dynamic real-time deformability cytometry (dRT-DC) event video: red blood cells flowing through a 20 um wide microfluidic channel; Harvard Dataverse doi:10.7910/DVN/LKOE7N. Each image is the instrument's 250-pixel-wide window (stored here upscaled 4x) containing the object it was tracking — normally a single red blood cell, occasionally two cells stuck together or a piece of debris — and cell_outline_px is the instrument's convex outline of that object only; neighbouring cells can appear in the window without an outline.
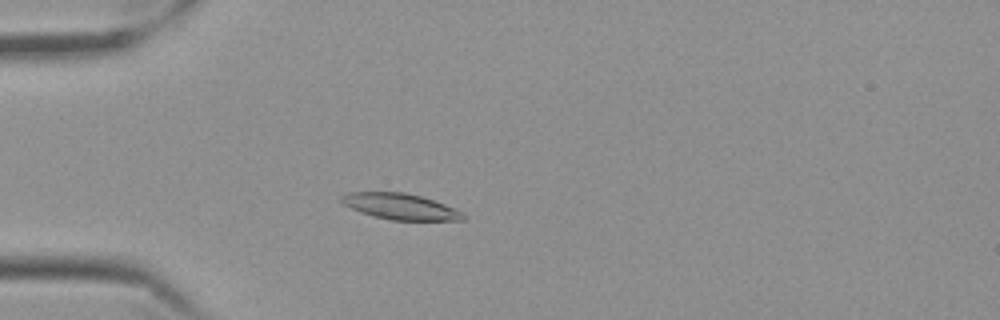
{"species": "Egyptian fruit bat (a non-hibernating species)", "species_latin": "Rousettus aegyptiacus", "temperature_condition": "cold", "stored_images_in_passage": 46, "camera_frame_rate_fps": 3000, "um_per_image_px": 0.085, "frame": {"image": 1, "passage_image": 14, "time_ms": 4.333, "image_size_px": [1000, 320], "cell_outline_px": [[464, 220], [392, 220], [372, 216], [360, 212], [344, 204], [340, 200], [340, 196], [348, 192], [404, 192], [420, 196], [444, 204], [464, 212]], "centroid_in_image_um": [34.01, 17.55], "position_along_channel_um": 51.0, "area_um2": 18.32}}
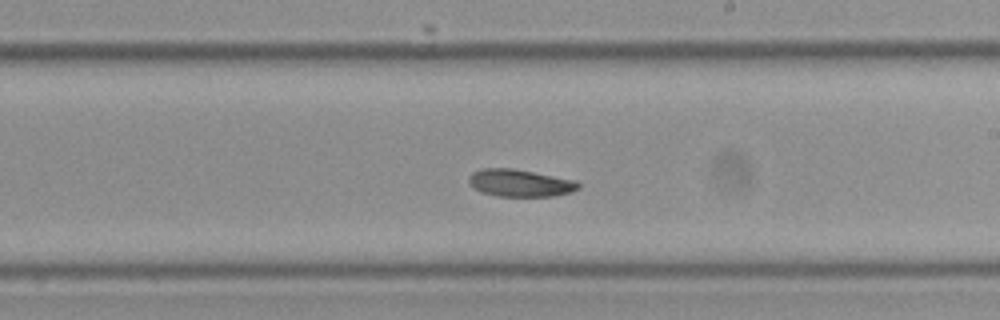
{"frame": {"image": 2, "passage_image": 32, "time_ms": 10.333, "image_size_px": [1000, 320], "cell_outline_px": [[580, 188], [572, 192], [552, 196], [500, 196], [480, 192], [472, 188], [468, 180], [468, 176], [472, 172], [484, 168], [512, 168], [576, 180], [580, 184]], "centroid_in_image_um": [44.19, 15.55], "position_along_channel_um": 244.8, "area_um2": 17.51}}
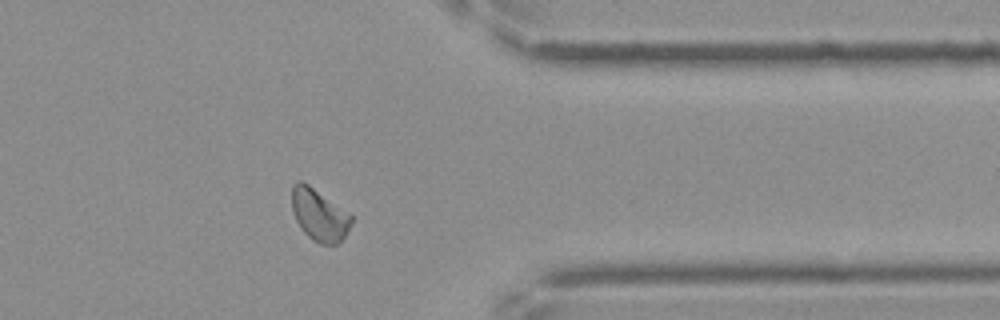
{"frame": {"image": 3, "passage_image": 45, "time_ms": 14.667, "image_size_px": [1000, 320], "cell_outline_px": [[352, 220], [344, 236], [336, 244], [320, 244], [312, 240], [300, 228], [296, 220], [292, 208], [292, 184], [296, 180], [300, 180], [308, 184], [352, 216]], "centroid_in_image_um": [27.08, 18.26], "position_along_channel_um": 384.3, "area_um2": 17.63}, "authors_computed_cell_mechanics": {"area_um2": 17.918, "velocity_mm_per_s": 3.4569, "shape_relaxation_time_tau1_ms": 8.5963, "shape_relaxation_time_tau2_ms": 8.605, "deformation_change_tau1": 0.1548, "deformation_change_tau2": 0.1295}}